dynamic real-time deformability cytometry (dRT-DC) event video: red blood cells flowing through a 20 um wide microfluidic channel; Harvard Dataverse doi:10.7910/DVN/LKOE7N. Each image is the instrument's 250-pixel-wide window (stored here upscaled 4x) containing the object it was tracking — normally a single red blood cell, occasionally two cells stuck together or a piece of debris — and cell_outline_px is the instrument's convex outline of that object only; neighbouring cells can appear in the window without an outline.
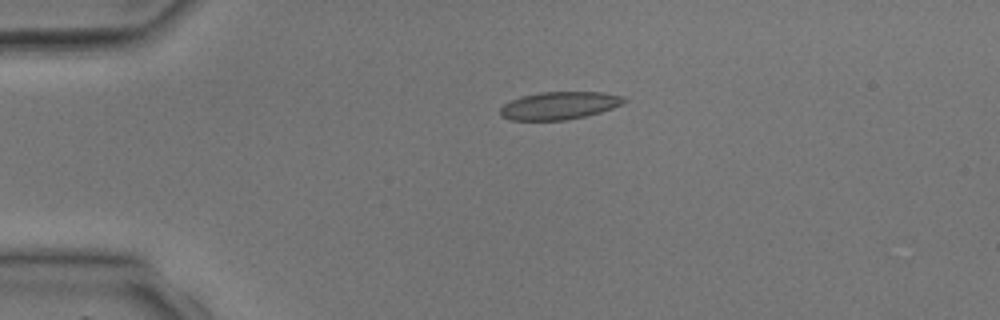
{"species": "common noctule bat (a hibernating species)", "species_latin": "Nyctalus noctula", "temperature_condition": "room temperature", "stored_images_in_passage": 4, "camera_frame_rate_fps": 3000, "um_per_image_px": 0.085, "animal": {"sex": "male", "body_mass_g": 17.9, "forearm_length_mm": 54.2}, "frame": {"image": 1, "passage_image": 3, "time_ms": 2.333, "image_size_px": [1000, 320], "cell_outline_px": [[628, 100], [624, 104], [600, 112], [568, 120], [512, 120], [500, 116], [500, 108], [504, 104], [512, 100], [524, 96], [540, 92], [604, 92], [624, 96]], "centroid_in_image_um": [47.58, 8.97], "position_along_channel_um": 37.4, "area_um2": 20.0}}